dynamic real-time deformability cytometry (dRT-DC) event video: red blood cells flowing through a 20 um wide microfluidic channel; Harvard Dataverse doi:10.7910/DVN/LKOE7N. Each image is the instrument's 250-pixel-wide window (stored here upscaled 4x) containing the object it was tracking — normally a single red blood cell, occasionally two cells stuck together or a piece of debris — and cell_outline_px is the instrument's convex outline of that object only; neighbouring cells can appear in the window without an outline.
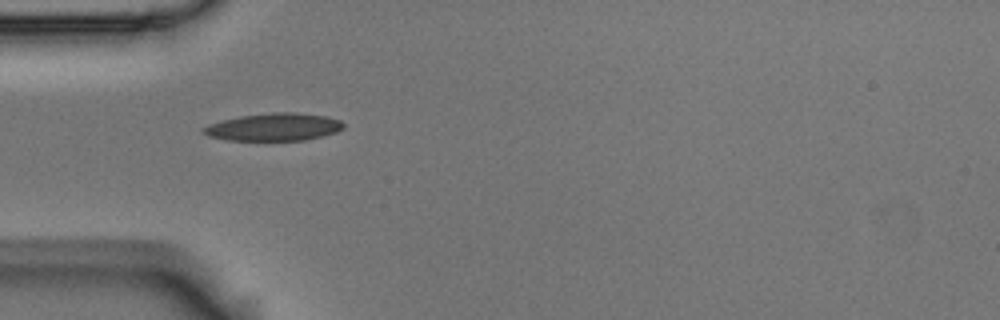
{"species": "Egyptian fruit bat (a non-hibernating species)", "species_latin": "Rousettus aegyptiacus", "temperature_condition": "room temperature", "stored_images_in_passage": 4, "camera_frame_rate_fps": 3000, "um_per_image_px": 0.085, "animal": {"sex": "male"}, "frame": {"image": 1, "passage_image": 1, "time_ms": 0.0, "image_size_px": [1000, 320], "cell_outline_px": [[344, 128], [336, 132], [304, 140], [228, 140], [208, 136], [200, 128], [208, 124], [240, 116], [272, 112], [296, 112], [328, 116], [340, 120], [344, 124]], "centroid_in_image_um": [23.29, 10.78], "position_along_channel_um": 61.7, "area_um2": 22.48}}